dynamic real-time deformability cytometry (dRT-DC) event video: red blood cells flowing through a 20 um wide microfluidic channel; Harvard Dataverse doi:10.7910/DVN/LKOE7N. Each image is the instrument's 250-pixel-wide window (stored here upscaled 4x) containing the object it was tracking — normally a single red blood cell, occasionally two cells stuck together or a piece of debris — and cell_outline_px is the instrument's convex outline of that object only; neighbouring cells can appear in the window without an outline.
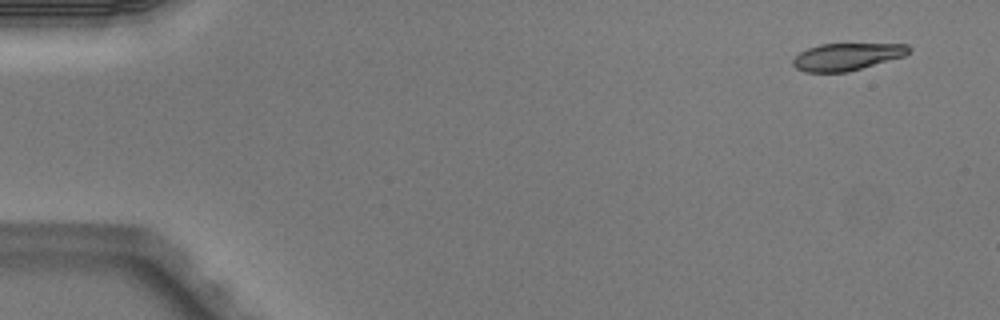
{"species": "Egyptian fruit bat (a non-hibernating species)", "species_latin": "Rousettus aegyptiacus", "temperature_condition": "warm", "stored_images_in_passage": 4, "camera_frame_rate_fps": 3000, "um_per_image_px": 0.085, "animal": {"sex": "male"}, "frame": {"image": 1, "passage_image": 1, "time_ms": 0.0, "image_size_px": [1000, 320], "cell_outline_px": [[912, 52], [904, 56], [848, 72], [804, 72], [796, 68], [792, 64], [792, 60], [800, 52], [808, 48], [820, 44], [908, 44], [912, 48]], "centroid_in_image_um": [72.0, 4.82], "position_along_channel_um": 13.0, "area_um2": 18.44}}